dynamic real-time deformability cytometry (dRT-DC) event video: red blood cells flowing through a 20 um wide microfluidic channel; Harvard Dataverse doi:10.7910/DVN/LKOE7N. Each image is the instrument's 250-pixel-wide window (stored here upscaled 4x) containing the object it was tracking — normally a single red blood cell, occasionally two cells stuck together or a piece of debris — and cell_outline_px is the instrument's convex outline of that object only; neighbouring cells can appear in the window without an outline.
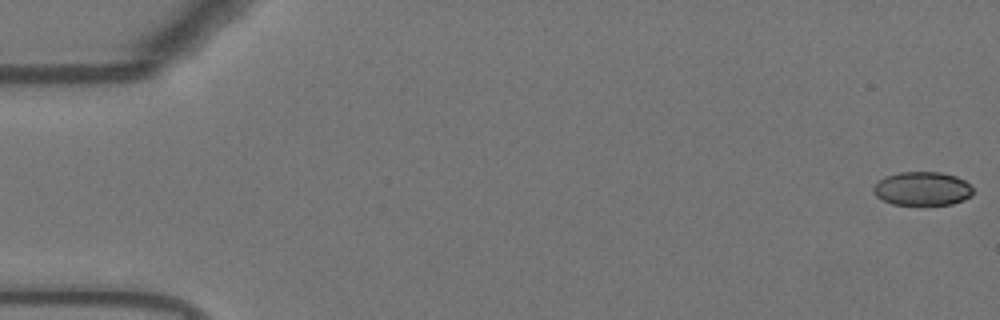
{"species": "Egyptian fruit bat (a non-hibernating species)", "species_latin": "Rousettus aegyptiacus", "temperature_condition": "warm", "stored_images_in_passage": 55, "camera_frame_rate_fps": 3000, "um_per_image_px": 0.085, "animal": {"sex": "female"}, "frame": {"image": 1, "passage_image": 1, "time_ms": 0.0, "image_size_px": [1000, 320], "cell_outline_px": [[972, 196], [964, 200], [952, 204], [892, 204], [876, 196], [872, 188], [884, 176], [900, 172], [940, 172], [956, 176], [964, 180], [972, 188]], "centroid_in_image_um": [78.4, 16.03], "position_along_channel_um": 6.6, "area_um2": 19.42}}
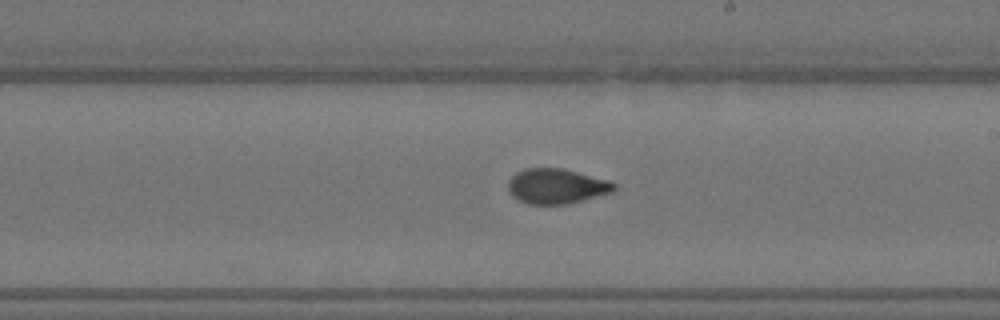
{"frame": {"image": 2, "passage_image": 32, "time_ms": 10.333, "image_size_px": [1000, 320], "cell_outline_px": [[616, 188], [612, 192], [568, 204], [528, 204], [512, 196], [508, 188], [508, 180], [516, 172], [524, 168], [564, 168], [608, 180], [616, 184]], "centroid_in_image_um": [47.29, 15.82], "position_along_channel_um": 241.7, "area_um2": 21.68}}
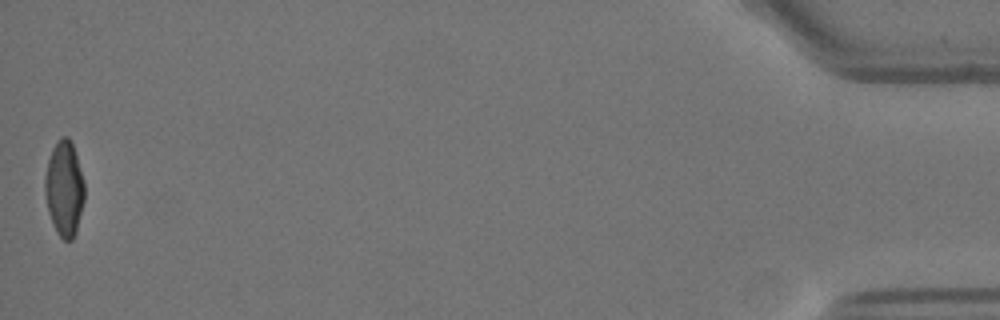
{"frame": {"image": 3, "passage_image": 55, "time_ms": 18.0, "image_size_px": [1000, 320], "cell_outline_px": [[84, 200], [76, 232], [72, 240], [64, 240], [56, 232], [52, 224], [48, 212], [44, 192], [44, 180], [48, 160], [52, 148], [56, 140], [60, 136], [68, 136], [72, 144], [84, 180]], "centroid_in_image_um": [5.45, 16.02], "position_along_channel_um": 429.8, "area_um2": 22.08}, "authors_computed_cell_mechanics": {"area_um2": 21.675, "velocity_mm_per_s": 3.7031, "shape_relaxation_time_tau1_ms": 4.4031, "shape_relaxation_time_tau2_ms": 1.1491, "deformation_change_tau1": 0.1775, "deformation_change_tau2": 0.0658}}